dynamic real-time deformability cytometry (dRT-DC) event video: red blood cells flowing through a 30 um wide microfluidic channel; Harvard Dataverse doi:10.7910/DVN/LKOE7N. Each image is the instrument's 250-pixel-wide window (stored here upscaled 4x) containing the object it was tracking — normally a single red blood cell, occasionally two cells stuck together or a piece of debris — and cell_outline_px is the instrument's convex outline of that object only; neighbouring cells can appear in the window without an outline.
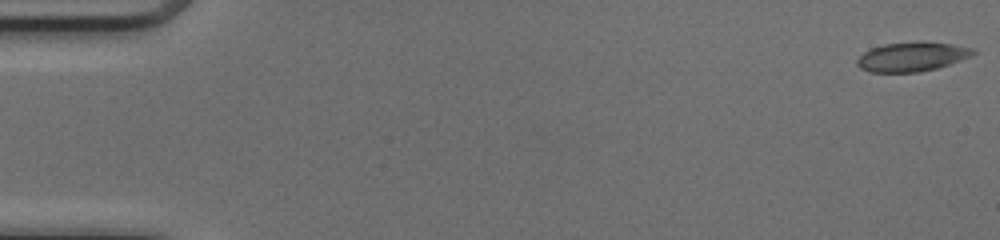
{"species": "common noctule bat (a hibernating species)", "species_latin": "Nyctalus noctula", "temperature_condition": "cold", "stored_images_in_passage": 50, "camera_frame_rate_fps": 3000, "um_per_image_px": 0.085, "animal": {"sex": "female", "body_mass_g": 17.0, "forearm_length_mm": 48.0}, "frame": {"image": 1, "passage_image": 1, "time_ms": 0.0, "image_size_px": [1000, 240], "cell_outline_px": [[976, 52], [960, 60], [936, 68], [916, 72], [872, 72], [860, 68], [856, 64], [856, 60], [864, 52], [872, 48], [884, 44], [952, 44], [972, 48]], "centroid_in_image_um": [77.45, 4.86], "position_along_channel_um": 7.6, "area_um2": 18.73}}
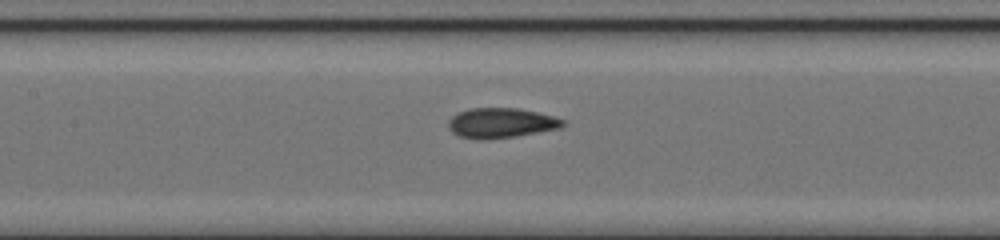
{"frame": {"image": 2, "passage_image": 24, "time_ms": 7.667, "image_size_px": [1000, 240], "cell_outline_px": [[568, 124], [560, 128], [516, 136], [488, 140], [476, 140], [460, 136], [452, 132], [448, 128], [448, 120], [452, 116], [468, 108], [520, 108], [552, 116], [564, 120]], "centroid_in_image_um": [42.58, 10.46], "position_along_channel_um": 164.8, "area_um2": 20.17}}
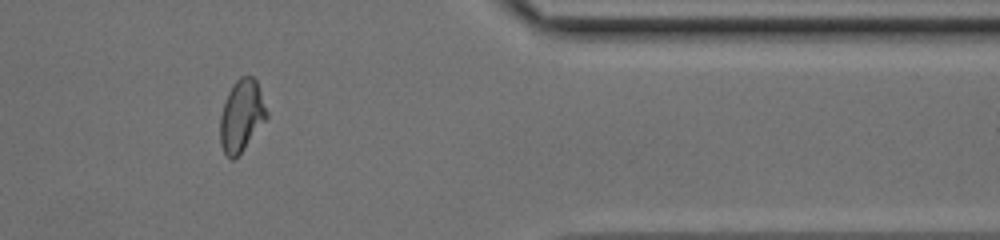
{"frame": {"image": 3, "passage_image": 42, "time_ms": 13.667, "image_size_px": [1000, 240], "cell_outline_px": [[268, 116], [244, 148], [232, 160], [224, 152], [220, 144], [220, 116], [228, 92], [236, 80], [240, 76], [252, 76], [256, 80], [268, 112]], "centroid_in_image_um": [20.52, 9.82], "position_along_channel_um": 390.9, "area_um2": 19.13}, "authors_computed_cell_mechanics": {"area_um2": 19.7387, "velocity_mm_per_s": 4.1304, "shape_relaxation_time_tau1_ms": null, "shape_relaxation_time_tau2_ms": 1.4405, "deformation_change_tau1": null, "deformation_change_tau2": 0.0517}}